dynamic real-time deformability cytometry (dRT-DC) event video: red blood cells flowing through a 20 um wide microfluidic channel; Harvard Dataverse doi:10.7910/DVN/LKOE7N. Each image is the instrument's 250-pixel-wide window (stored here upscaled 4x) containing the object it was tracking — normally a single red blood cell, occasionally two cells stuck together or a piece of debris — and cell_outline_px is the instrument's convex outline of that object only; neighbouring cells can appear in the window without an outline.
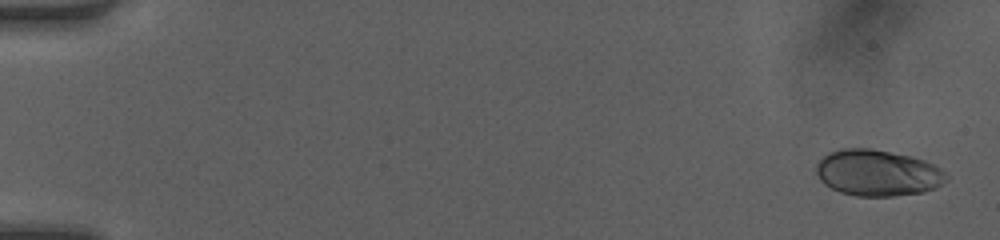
{"species": "human", "species_latin": "Homo sapiens", "temperature_condition": "room temperature", "stored_images_in_passage": 49, "camera_frame_rate_fps": 3000, "um_per_image_px": 0.085, "donor": {"sex": "female"}, "frame": {"image": 1, "passage_image": 2, "time_ms": 0.333, "image_size_px": [1000, 240], "cell_outline_px": [[948, 180], [936, 188], [924, 192], [892, 196], [856, 196], [840, 192], [824, 184], [820, 180], [816, 172], [816, 164], [828, 152], [840, 148], [872, 148], [912, 156], [924, 160], [940, 168], [948, 176]], "centroid_in_image_um": [74.6, 14.69], "position_along_channel_um": 10.4, "area_um2": 35.32}}
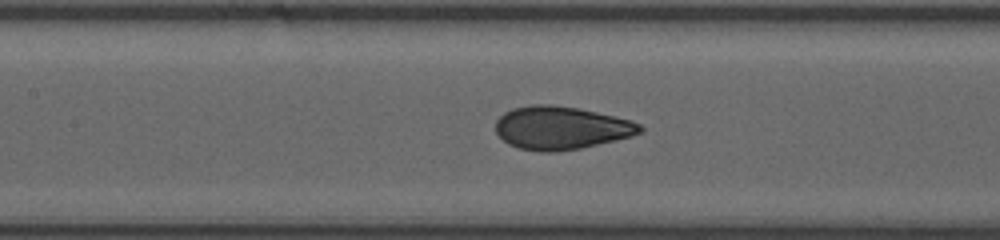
{"frame": {"image": 2, "passage_image": 24, "time_ms": 7.667, "image_size_px": [1000, 240], "cell_outline_px": [[644, 128], [640, 132], [632, 136], [580, 148], [556, 152], [540, 152], [520, 148], [508, 144], [496, 132], [496, 120], [504, 112], [512, 108], [532, 104], [552, 104], [580, 108], [632, 120], [640, 124]], "centroid_in_image_um": [47.68, 10.86], "position_along_channel_um": 159.7, "area_um2": 36.36}}
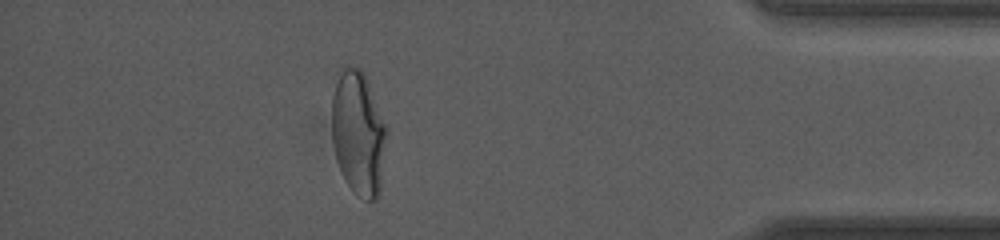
{"frame": {"image": 3, "passage_image": 44, "time_ms": 14.333, "image_size_px": [1000, 240], "cell_outline_px": [[388, 132], [380, 192], [376, 200], [368, 200], [356, 196], [352, 192], [344, 180], [336, 160], [332, 140], [332, 96], [340, 68], [344, 64], [360, 68], [364, 72], [368, 80], [388, 128]], "centroid_in_image_um": [30.47, 11.31], "position_along_channel_um": 404.7, "area_um2": 40.75}, "authors_computed_cell_mechanics": {"area_um2": 35.6626, "velocity_mm_per_s": 4.2382, "shape_relaxation_time_tau1_ms": 3.1309, "shape_relaxation_time_tau2_ms": null, "deformation_change_tau1": 0.1684, "deformation_change_tau2": null}}